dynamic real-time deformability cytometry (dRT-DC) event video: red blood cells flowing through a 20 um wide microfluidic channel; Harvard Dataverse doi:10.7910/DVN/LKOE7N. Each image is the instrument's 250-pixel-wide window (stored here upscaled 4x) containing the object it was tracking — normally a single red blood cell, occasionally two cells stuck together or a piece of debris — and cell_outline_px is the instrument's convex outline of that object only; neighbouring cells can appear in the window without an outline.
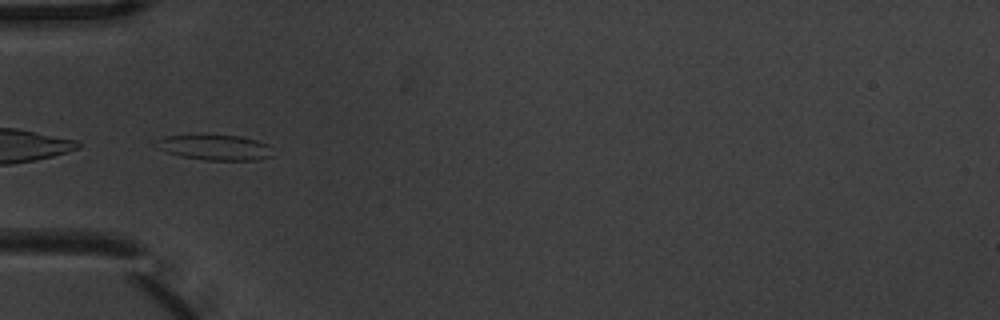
{"species": "common noctule bat (a hibernating species)", "species_latin": "Nyctalus noctula", "temperature_condition": "warm", "stored_images_in_passage": 8, "camera_frame_rate_fps": 3000, "um_per_image_px": 0.085, "animal": {"sex": "male", "body_mass_g": 20.1, "forearm_length_mm": 53.5}, "frame": {"image": 1, "passage_image": 6, "time_ms": 1.667, "image_size_px": [1000, 320], "cell_outline_px": [[272, 156], [256, 160], [204, 160], [180, 156], [156, 148], [148, 140], [164, 136], [240, 136], [256, 140], [268, 144]], "centroid_in_image_um": [18.15, 12.54], "position_along_channel_um": 66.8, "area_um2": 17.22}}
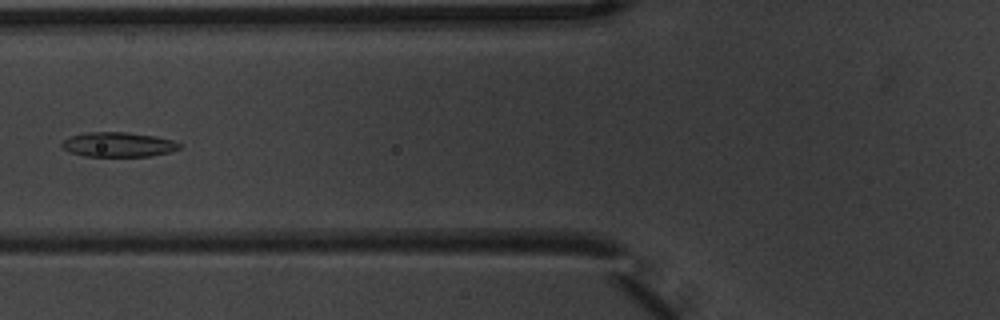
{"frame": {"image": 2, "passage_image": 7, "time_ms": 2.0, "image_size_px": [1000, 320], "cell_outline_px": [[180, 148], [168, 152], [152, 156], [84, 156], [68, 152], [60, 144], [64, 140], [72, 136], [88, 132], [124, 132], [156, 136], [172, 140], [180, 144]], "centroid_in_image_um": [10.04, 12.29], "position_along_channel_um": 115.8, "area_um2": 16.76}}
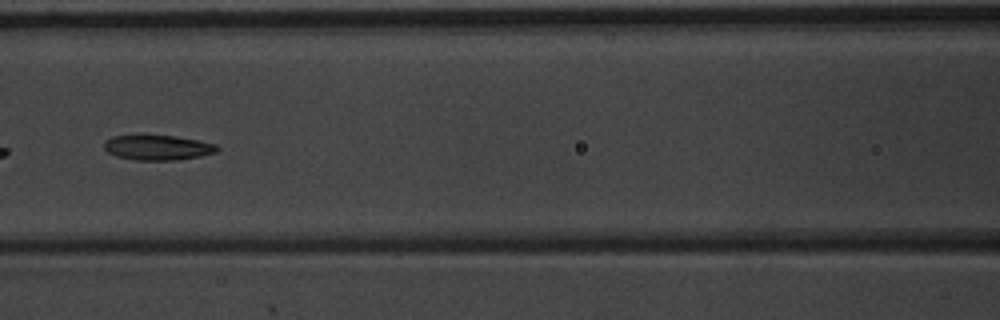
{"frame": {"image": 3, "passage_image": 8, "time_ms": 2.333, "image_size_px": [1000, 320], "cell_outline_px": [[220, 148], [216, 152], [200, 156], [176, 160], [136, 160], [116, 156], [108, 152], [104, 148], [104, 140], [112, 136], [140, 132], [172, 136], [196, 140], [216, 144]], "centroid_in_image_um": [13.32, 12.5], "position_along_channel_um": 153.3, "area_um2": 17.11}}